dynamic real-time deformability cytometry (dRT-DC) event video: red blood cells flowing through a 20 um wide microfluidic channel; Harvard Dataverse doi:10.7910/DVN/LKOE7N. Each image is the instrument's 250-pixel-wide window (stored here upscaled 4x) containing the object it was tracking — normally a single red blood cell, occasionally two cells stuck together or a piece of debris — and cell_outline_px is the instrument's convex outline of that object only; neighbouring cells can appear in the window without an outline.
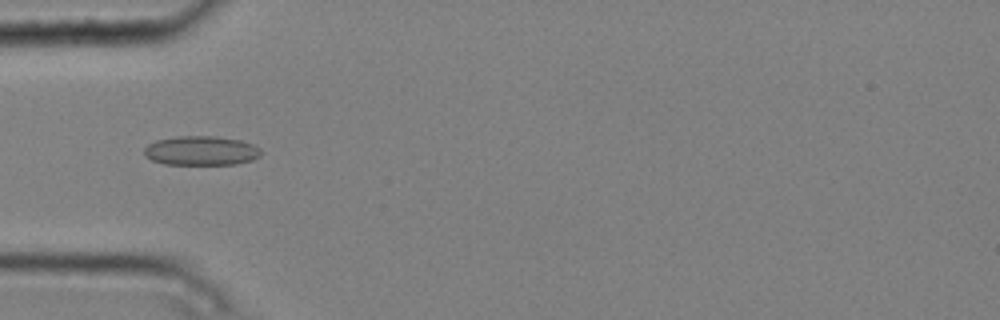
{"species": "common noctule bat (a hibernating species)", "species_latin": "Nyctalus noctula", "temperature_condition": "cold", "stored_images_in_passage": 6, "camera_frame_rate_fps": 3000, "um_per_image_px": 0.085, "animal": {"sex": "male", "body_mass_g": 20.4}, "frame": {"image": 1, "passage_image": 5, "time_ms": 1.333, "image_size_px": [1000, 320], "cell_outline_px": [[260, 156], [252, 160], [236, 164], [164, 164], [152, 160], [144, 156], [144, 148], [148, 144], [156, 140], [176, 136], [216, 136], [240, 140], [252, 144], [260, 148]], "centroid_in_image_um": [17.08, 12.8], "position_along_channel_um": 67.9, "area_um2": 20.0}}
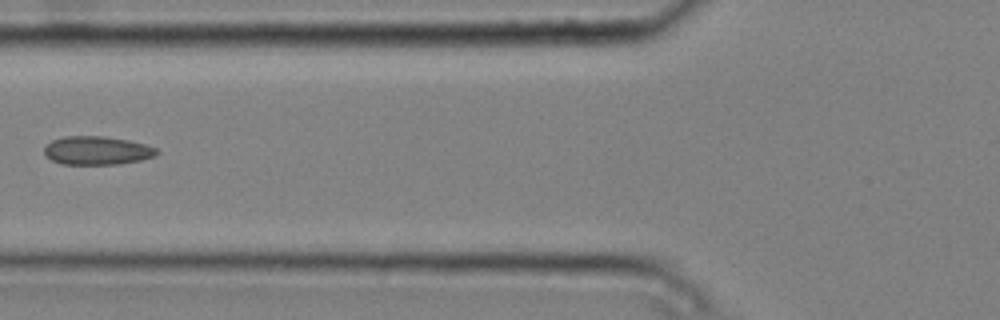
{"frame": {"image": 2, "passage_image": 6, "time_ms": 1.667, "image_size_px": [1000, 320], "cell_outline_px": [[160, 152], [156, 156], [140, 160], [116, 164], [60, 164], [44, 156], [44, 148], [52, 140], [64, 136], [104, 136], [128, 140], [144, 144], [156, 148]], "centroid_in_image_um": [8.23, 12.79], "position_along_channel_um": 117.6, "area_um2": 18.73}}